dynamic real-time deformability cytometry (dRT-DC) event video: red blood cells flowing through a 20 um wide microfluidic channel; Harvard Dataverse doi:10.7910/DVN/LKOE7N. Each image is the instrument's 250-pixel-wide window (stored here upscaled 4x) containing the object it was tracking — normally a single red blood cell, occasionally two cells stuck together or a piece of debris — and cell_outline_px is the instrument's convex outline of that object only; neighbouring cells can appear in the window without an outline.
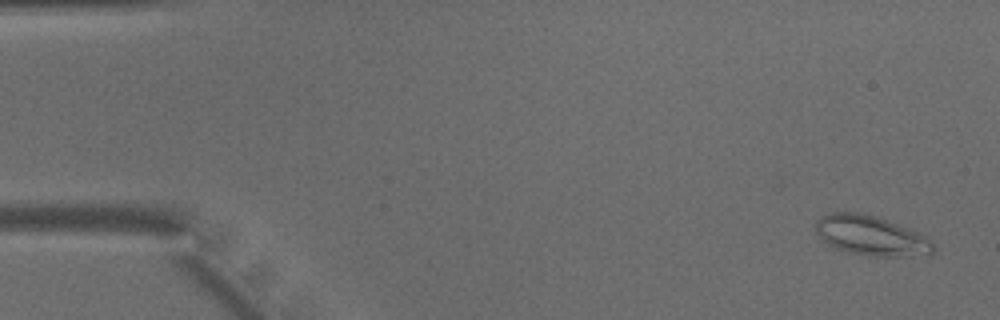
{"species": "common noctule bat (a hibernating species)", "species_latin": "Nyctalus noctula", "temperature_condition": "warm", "stored_images_in_passage": 48, "camera_frame_rate_fps": 3000, "um_per_image_px": 0.085, "animal": {"sex": "male", "body_mass_g": 15.6}, "frame": {"image": 1, "passage_image": 2, "time_ms": 0.333, "image_size_px": [1000, 320], "cell_outline_px": [[936, 248], [932, 252], [912, 256], [872, 256], [848, 252], [836, 248], [828, 244], [816, 232], [816, 220], [820, 216], [832, 212], [860, 212], [876, 216], [920, 232], [928, 236], [932, 240]], "centroid_in_image_um": [74.07, 20.01], "position_along_channel_um": 10.9, "area_um2": 27.34}}
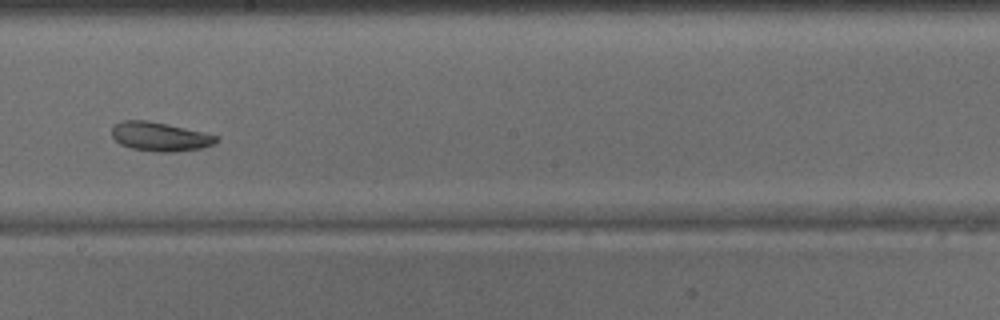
{"frame": {"image": 2, "passage_image": 27, "time_ms": 8.667, "image_size_px": [1000, 320], "cell_outline_px": [[220, 140], [212, 144], [200, 148], [176, 152], [156, 152], [132, 148], [120, 144], [112, 136], [112, 128], [116, 124], [124, 120], [148, 120], [168, 124], [204, 132], [220, 136]], "centroid_in_image_um": [13.62, 11.61], "position_along_channel_um": 234.6, "area_um2": 17.69}}
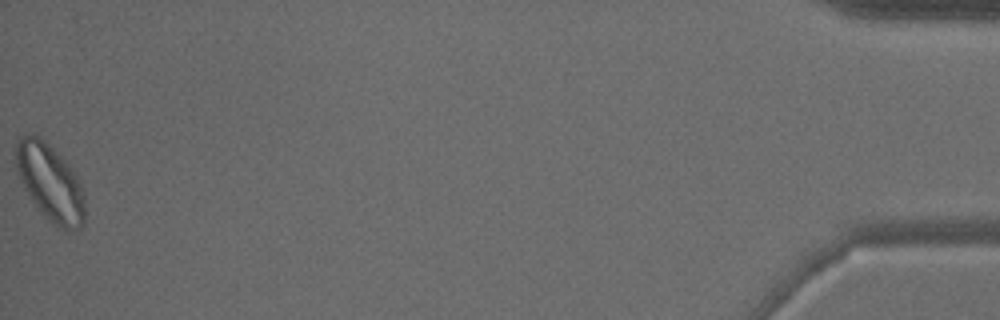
{"frame": {"image": 3, "passage_image": 48, "time_ms": 15.667, "image_size_px": [1000, 320], "cell_outline_px": [[84, 224], [80, 228], [68, 232], [60, 228], [48, 220], [44, 216], [28, 196], [20, 180], [16, 168], [16, 144], [20, 136], [24, 132], [32, 132], [40, 136], [64, 160], [80, 180], [84, 196]], "centroid_in_image_um": [4.25, 15.51], "position_along_channel_um": 431.0, "area_um2": 31.15}}